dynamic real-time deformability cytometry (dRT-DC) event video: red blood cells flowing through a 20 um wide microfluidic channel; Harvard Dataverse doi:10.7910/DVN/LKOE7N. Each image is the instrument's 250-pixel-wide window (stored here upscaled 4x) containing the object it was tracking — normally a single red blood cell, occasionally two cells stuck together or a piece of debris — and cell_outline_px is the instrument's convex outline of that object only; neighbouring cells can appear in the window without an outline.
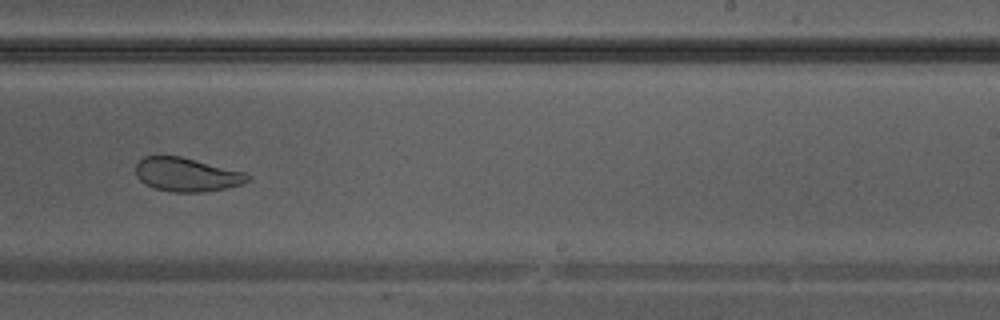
{"species": "Egyptian fruit bat (a non-hibernating species)", "species_latin": "Rousettus aegyptiacus", "temperature_condition": "warm", "stored_images_in_passage": 37, "camera_frame_rate_fps": 3000, "um_per_image_px": 0.085, "animal": {"sex": "male"}, "frame": {"image": 1, "passage_image": 22, "time_ms": 7.0, "image_size_px": [1000, 320], "cell_outline_px": [[252, 176], [248, 180], [240, 184], [224, 188], [204, 192], [168, 192], [144, 184], [136, 176], [136, 164], [144, 156], [180, 156], [244, 172]], "centroid_in_image_um": [15.84, 14.84], "position_along_channel_um": 273.2, "area_um2": 21.85}}